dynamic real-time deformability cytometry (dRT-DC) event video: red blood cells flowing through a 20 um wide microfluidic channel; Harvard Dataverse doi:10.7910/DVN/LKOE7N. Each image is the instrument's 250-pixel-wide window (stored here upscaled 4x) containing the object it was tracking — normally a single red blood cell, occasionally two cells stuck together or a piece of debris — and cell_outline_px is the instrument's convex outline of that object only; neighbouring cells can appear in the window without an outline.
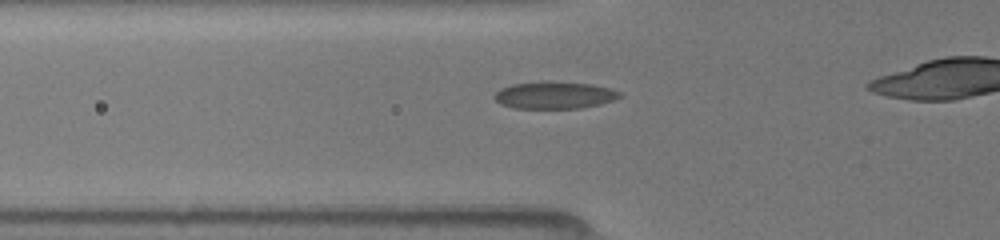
{"species": "common noctule bat (a hibernating species)", "species_latin": "Nyctalus noctula", "temperature_condition": "room temperature", "stored_images_in_passage": 49, "camera_frame_rate_fps": 3000, "um_per_image_px": 0.085, "animal": {"sex": "female", "body_mass_g": 19.5, "forearm_length_mm": 54.1}, "frame": {"image": 1, "passage_image": 18, "time_ms": 4.0, "image_size_px": [1000, 240], "cell_outline_px": [[624, 96], [600, 104], [580, 108], [512, 108], [500, 104], [492, 96], [500, 88], [512, 84], [544, 80], [548, 80], [592, 84], [612, 88], [620, 92]], "centroid_in_image_um": [47.12, 8.07], "position_along_channel_um": 78.7, "area_um2": 20.23}}
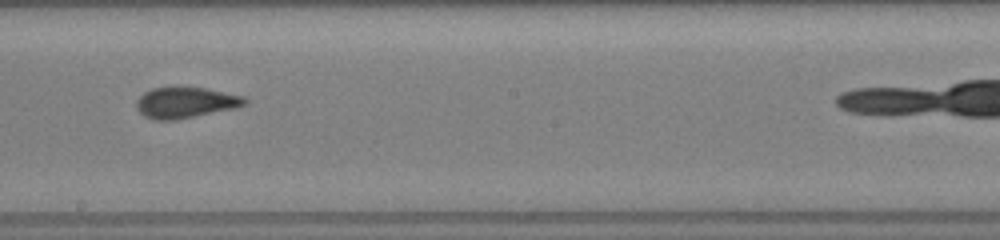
{"frame": {"image": 2, "passage_image": 31, "time_ms": 7.667, "image_size_px": [1000, 240], "cell_outline_px": [[248, 104], [236, 108], [176, 120], [152, 120], [144, 116], [136, 108], [136, 100], [144, 92], [152, 88], [204, 88], [244, 96], [248, 100]], "centroid_in_image_um": [15.78, 8.74], "position_along_channel_um": 232.4, "area_um2": 19.48}}
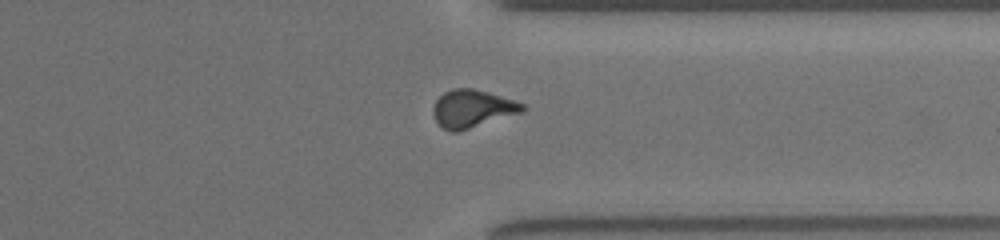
{"frame": {"image": 3, "passage_image": 42, "time_ms": 11.0, "image_size_px": [1000, 240], "cell_outline_px": [[528, 108], [524, 112], [460, 132], [452, 132], [444, 128], [436, 120], [432, 112], [432, 108], [436, 100], [444, 92], [452, 88], [472, 88], [488, 92], [524, 104]], "centroid_in_image_um": [40.17, 9.25], "position_along_channel_um": 371.2, "area_um2": 19.83}}